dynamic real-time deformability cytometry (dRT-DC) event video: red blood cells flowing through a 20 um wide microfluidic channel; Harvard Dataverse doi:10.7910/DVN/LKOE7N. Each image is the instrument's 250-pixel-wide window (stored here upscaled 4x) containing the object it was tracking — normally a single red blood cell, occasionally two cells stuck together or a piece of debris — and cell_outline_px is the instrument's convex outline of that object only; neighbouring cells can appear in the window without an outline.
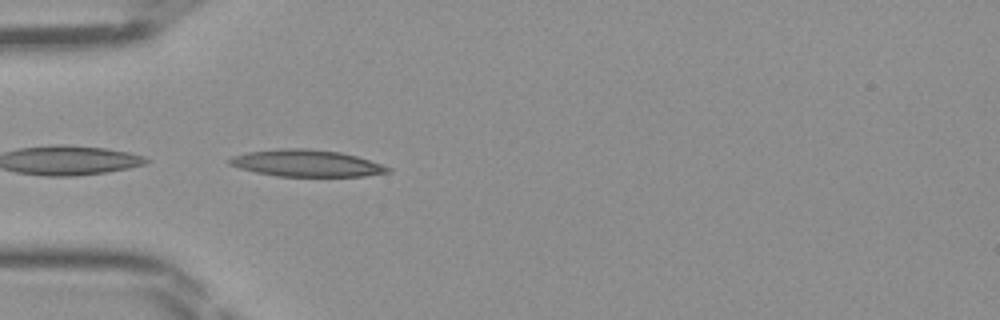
{"species": "Egyptian fruit bat (a non-hibernating species)", "species_latin": "Rousettus aegyptiacus", "temperature_condition": "room temperature", "stored_images_in_passage": 36, "camera_frame_rate_fps": 3000, "um_per_image_px": 0.085, "frame": {"image": 1, "passage_image": 8, "time_ms": 2.333, "image_size_px": [1000, 320], "cell_outline_px": [[392, 172], [364, 176], [276, 176], [256, 172], [240, 168], [228, 164], [228, 160], [232, 156], [248, 152], [280, 148], [304, 148], [340, 152], [356, 156], [392, 168]], "centroid_in_image_um": [26.04, 13.87], "position_along_channel_um": 59.0, "area_um2": 24.62}}
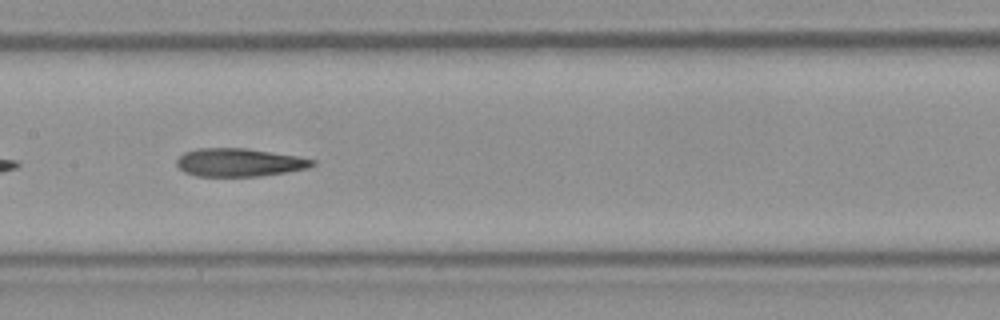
{"frame": {"image": 2, "passage_image": 17, "time_ms": 5.333, "image_size_px": [1000, 320], "cell_outline_px": [[316, 164], [308, 168], [260, 176], [196, 176], [184, 172], [176, 164], [176, 160], [184, 152], [196, 148], [248, 148], [296, 156], [316, 160]], "centroid_in_image_um": [20.32, 13.8], "position_along_channel_um": 187.1, "area_um2": 22.25}}
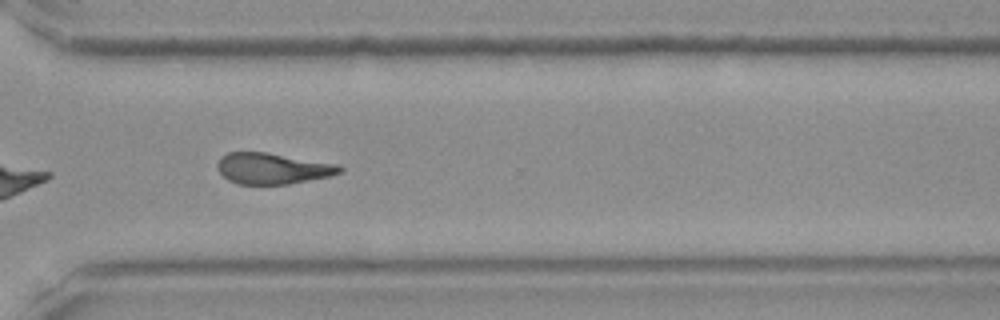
{"frame": {"image": 3, "passage_image": 28, "time_ms": 9.0, "image_size_px": [1000, 320], "cell_outline_px": [[344, 168], [340, 172], [332, 176], [288, 184], [236, 184], [228, 180], [220, 172], [216, 164], [220, 156], [228, 152], [268, 152], [340, 164]], "centroid_in_image_um": [23.19, 14.31], "position_along_channel_um": 347.4, "area_um2": 22.43}}